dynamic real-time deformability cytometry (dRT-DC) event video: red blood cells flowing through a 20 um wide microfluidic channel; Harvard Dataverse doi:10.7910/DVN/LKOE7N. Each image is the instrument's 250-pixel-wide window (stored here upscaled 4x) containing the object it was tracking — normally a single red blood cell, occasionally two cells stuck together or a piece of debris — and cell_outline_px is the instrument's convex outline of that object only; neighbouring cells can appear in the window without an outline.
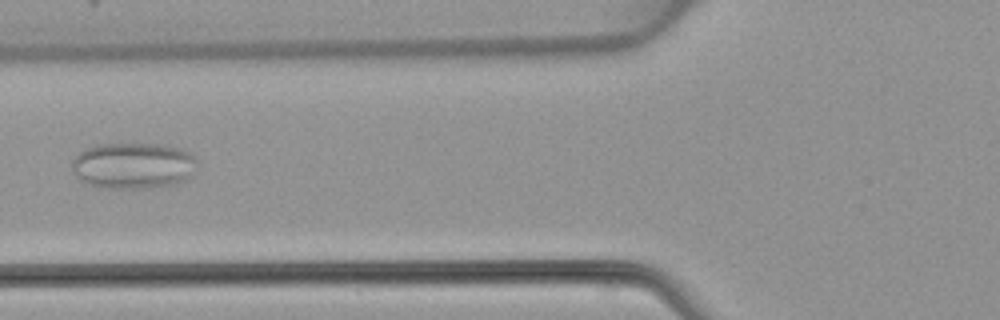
{"species": "common noctule bat (a hibernating species)", "species_latin": "Nyctalus noctula", "temperature_condition": "warm", "stored_images_in_passage": 5, "camera_frame_rate_fps": 3000, "um_per_image_px": 0.085, "animal": {"sex": "female", "body_mass_g": 22.7, "forearm_length_mm": 54.2}, "frame": {"image": 1, "passage_image": 4, "time_ms": 5.333, "image_size_px": [1000, 320], "cell_outline_px": [[196, 164], [192, 176], [184, 180], [172, 184], [148, 188], [100, 188], [88, 184], [80, 180], [76, 176], [72, 168], [72, 160], [80, 152], [96, 144], [164, 144], [180, 148], [192, 152], [196, 160]], "centroid_in_image_um": [11.33, 14.07], "position_along_channel_um": 114.5, "area_um2": 33.93}}